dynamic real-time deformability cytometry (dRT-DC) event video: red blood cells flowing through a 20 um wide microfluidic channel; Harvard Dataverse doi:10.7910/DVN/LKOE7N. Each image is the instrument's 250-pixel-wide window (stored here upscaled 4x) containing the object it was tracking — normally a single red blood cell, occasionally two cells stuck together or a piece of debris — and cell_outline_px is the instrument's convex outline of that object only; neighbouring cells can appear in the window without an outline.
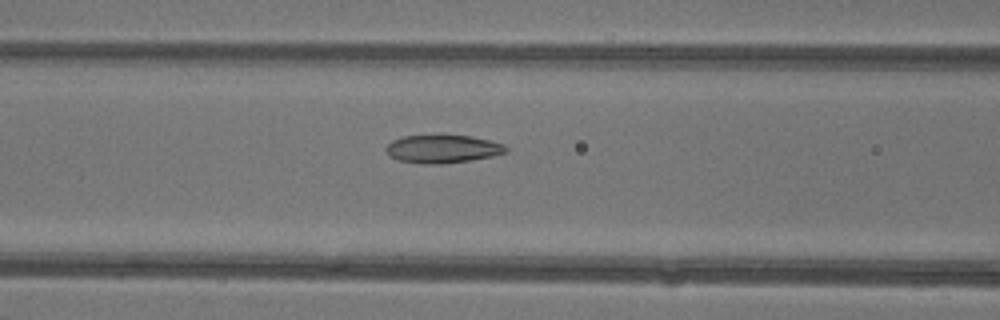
{"species": "common noctule bat (a hibernating species)", "species_latin": "Nyctalus noctula", "temperature_condition": "warm", "stored_images_in_passage": 46, "camera_frame_rate_fps": 3000, "um_per_image_px": 0.085, "animal": {"sex": "female"}, "frame": {"image": 1, "passage_image": 21, "time_ms": 6.667, "image_size_px": [1000, 320], "cell_outline_px": [[508, 152], [492, 156], [444, 164], [420, 164], [400, 160], [392, 156], [384, 148], [392, 140], [404, 136], [472, 136], [504, 144], [508, 148]], "centroid_in_image_um": [37.64, 12.67], "position_along_channel_um": 129.0, "area_um2": 19.36}}
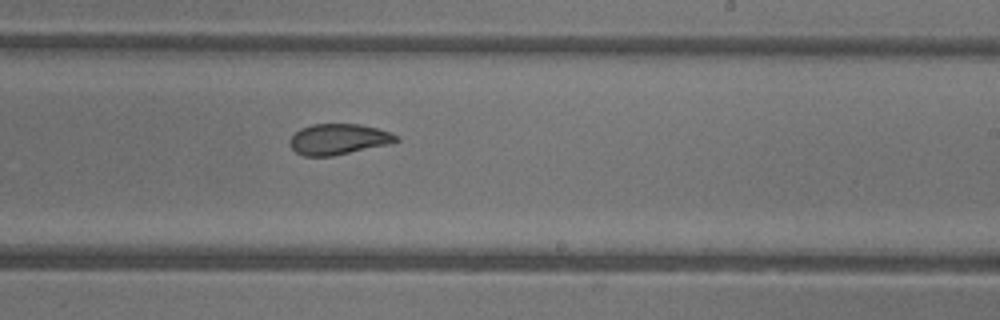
{"frame": {"image": 2, "passage_image": 30, "time_ms": 9.667, "image_size_px": [1000, 320], "cell_outline_px": [[400, 140], [392, 144], [332, 156], [304, 156], [296, 152], [288, 144], [292, 136], [300, 128], [312, 124], [360, 124], [376, 128], [388, 132], [396, 136]], "centroid_in_image_um": [28.76, 11.84], "position_along_channel_um": 260.2, "area_um2": 19.07}}
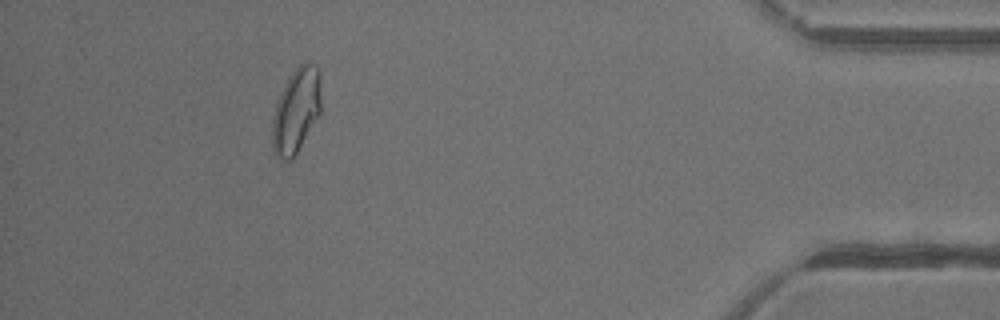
{"frame": {"image": 3, "passage_image": 44, "time_ms": 14.333, "image_size_px": [1000, 320], "cell_outline_px": [[320, 112], [296, 156], [292, 160], [284, 160], [276, 156], [272, 144], [272, 116], [276, 104], [284, 84], [288, 76], [300, 64], [308, 64], [316, 68], [320, 72]], "centroid_in_image_um": [25.15, 9.45], "position_along_channel_um": 410.0, "area_um2": 23.99}}